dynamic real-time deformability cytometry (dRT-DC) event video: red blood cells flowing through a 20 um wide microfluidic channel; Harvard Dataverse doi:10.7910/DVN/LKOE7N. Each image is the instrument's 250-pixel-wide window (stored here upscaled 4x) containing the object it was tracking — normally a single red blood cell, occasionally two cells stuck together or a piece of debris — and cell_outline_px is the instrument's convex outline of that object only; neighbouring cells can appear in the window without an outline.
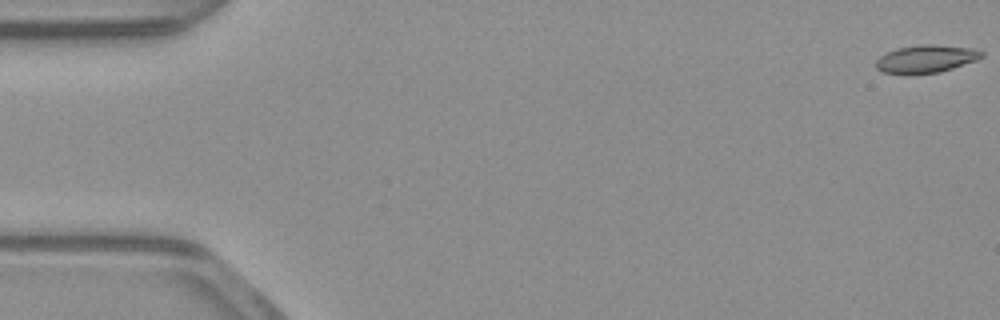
{"species": "common noctule bat (a hibernating species)", "species_latin": "Nyctalus noctula", "temperature_condition": "warm", "stored_images_in_passage": 53, "camera_frame_rate_fps": 3000, "um_per_image_px": 0.085, "animal": {"sex": "male", "body_mass_g": 23.1, "forearm_length_mm": 52.7}, "frame": {"image": 1, "passage_image": 1, "time_ms": 0.0, "image_size_px": [1000, 320], "cell_outline_px": [[984, 56], [976, 60], [940, 72], [904, 76], [884, 72], [876, 68], [876, 60], [880, 56], [896, 48], [924, 44], [932, 44], [980, 48], [984, 52]], "centroid_in_image_um": [78.73, 5.01], "position_along_channel_um": 6.3, "area_um2": 17.57}}
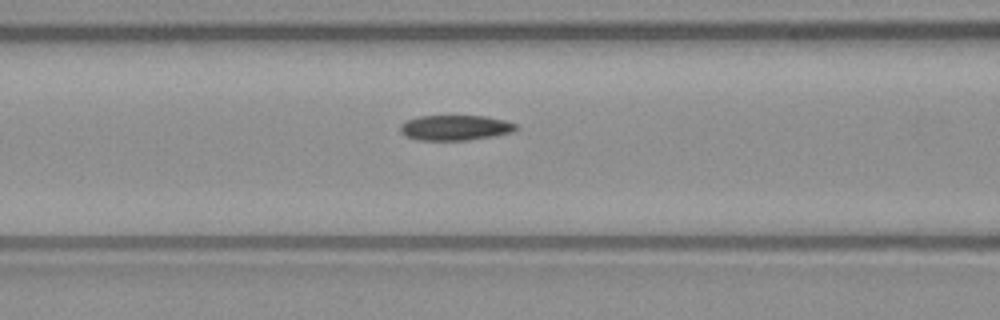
{"frame": {"image": 2, "passage_image": 22, "time_ms": 7.0, "image_size_px": [1000, 320], "cell_outline_px": [[520, 128], [512, 132], [492, 136], [468, 140], [416, 140], [404, 136], [400, 132], [400, 124], [408, 120], [420, 116], [488, 116], [504, 120], [516, 124]], "centroid_in_image_um": [38.69, 10.86], "position_along_channel_um": 127.9, "area_um2": 17.11}}
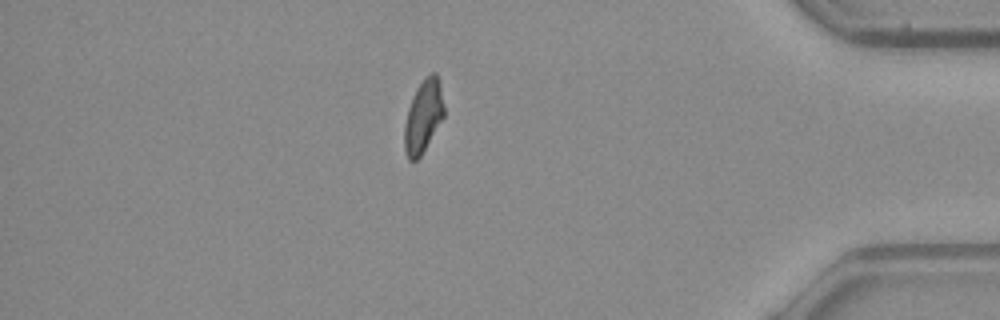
{"frame": {"image": 3, "passage_image": 46, "time_ms": 15.0, "image_size_px": [1000, 320], "cell_outline_px": [[444, 116], [420, 156], [416, 160], [408, 160], [404, 148], [404, 124], [408, 108], [412, 96], [416, 88], [424, 76], [432, 72], [436, 72], [440, 84], [444, 104]], "centroid_in_image_um": [35.97, 9.84], "position_along_channel_um": 399.2, "area_um2": 16.82}, "authors_computed_cell_mechanics": {"area_um2": 17.1666, "velocity_mm_per_s": 3.9162, "shape_relaxation_time_tau1_ms": null, "shape_relaxation_time_tau2_ms": 6.2319, "deformation_change_tau1": null, "deformation_change_tau2": 0.1107}}